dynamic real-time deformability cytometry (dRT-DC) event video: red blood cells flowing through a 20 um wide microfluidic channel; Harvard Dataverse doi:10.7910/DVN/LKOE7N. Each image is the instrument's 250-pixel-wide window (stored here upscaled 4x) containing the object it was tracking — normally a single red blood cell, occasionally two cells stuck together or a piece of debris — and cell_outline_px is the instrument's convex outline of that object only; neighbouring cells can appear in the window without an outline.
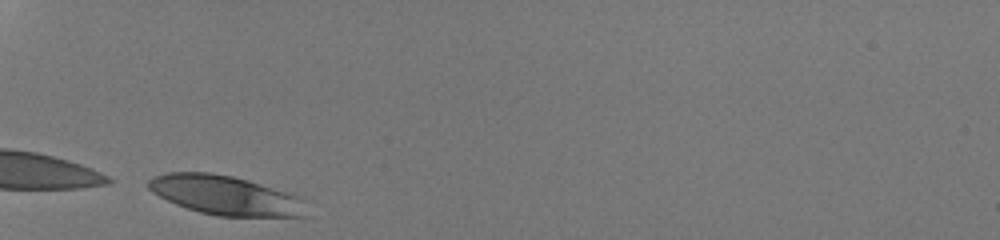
{"species": "human", "species_latin": "Homo sapiens", "temperature_condition": "room temperature", "stored_images_in_passage": 8, "camera_frame_rate_fps": 3000, "um_per_image_px": 0.085, "donor": {"sex": "male"}, "frame": {"image": 1, "passage_image": 1, "time_ms": 0.0, "image_size_px": [1000, 240], "cell_outline_px": [[308, 200], [304, 216], [216, 216], [200, 212], [176, 204], [152, 192], [148, 188], [148, 180], [156, 176], [168, 172], [212, 172], [232, 176], [248, 180], [292, 192]], "centroid_in_image_um": [19.23, 16.59], "position_along_channel_um": 65.8, "area_um2": 36.41}}
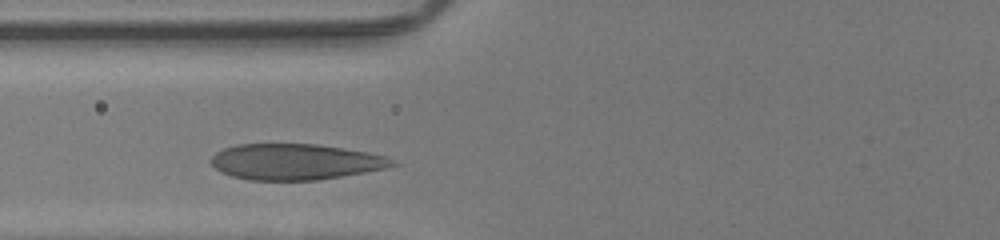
{"frame": {"image": 2, "passage_image": 5, "time_ms": 1.333, "image_size_px": [1000, 240], "cell_outline_px": [[400, 164], [384, 168], [364, 172], [316, 180], [252, 180], [232, 176], [220, 172], [212, 164], [212, 156], [216, 152], [224, 148], [236, 144], [316, 144], [368, 152], [384, 156]], "centroid_in_image_um": [25.08, 13.75], "position_along_channel_um": 100.7, "area_um2": 37.63}}
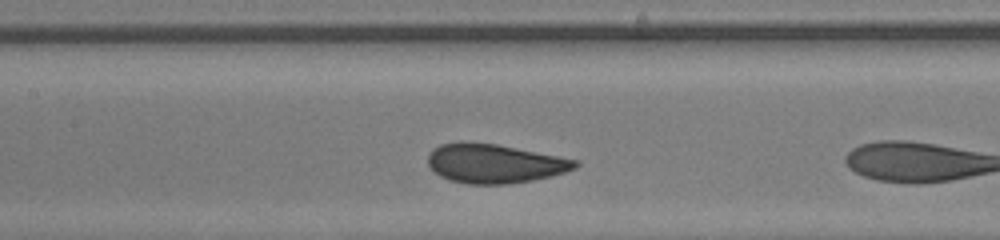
{"frame": {"image": 3, "passage_image": 7, "time_ms": 2.0, "image_size_px": [1000, 240], "cell_outline_px": [[580, 164], [576, 168], [552, 176], [532, 180], [508, 184], [468, 184], [448, 180], [432, 172], [428, 164], [428, 156], [432, 148], [440, 144], [460, 140], [464, 140], [496, 144], [580, 160]], "centroid_in_image_um": [42.0, 13.88], "position_along_channel_um": 165.4, "area_um2": 34.1}}